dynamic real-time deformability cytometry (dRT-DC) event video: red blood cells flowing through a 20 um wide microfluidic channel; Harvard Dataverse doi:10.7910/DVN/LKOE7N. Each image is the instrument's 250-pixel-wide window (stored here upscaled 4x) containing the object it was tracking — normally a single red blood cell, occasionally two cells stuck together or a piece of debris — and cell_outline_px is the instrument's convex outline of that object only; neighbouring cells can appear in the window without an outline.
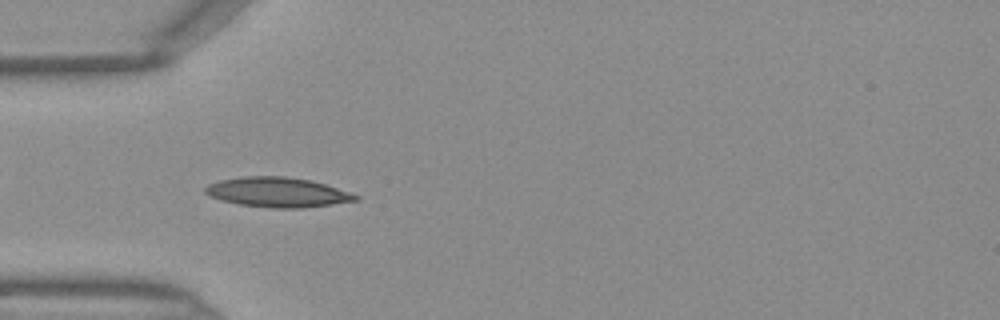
{"species": "Egyptian fruit bat (a non-hibernating species)", "species_latin": "Rousettus aegyptiacus", "temperature_condition": "warm", "stored_images_in_passage": 46, "camera_frame_rate_fps": 3000, "um_per_image_px": 0.085, "frame": {"image": 1, "passage_image": 14, "time_ms": 4.333, "image_size_px": [1000, 320], "cell_outline_px": [[360, 200], [332, 204], [300, 208], [272, 208], [240, 204], [224, 200], [212, 196], [204, 192], [204, 188], [208, 184], [220, 180], [244, 176], [284, 176], [312, 180], [360, 196]], "centroid_in_image_um": [23.61, 16.33], "position_along_channel_um": 61.4, "area_um2": 25.84}}
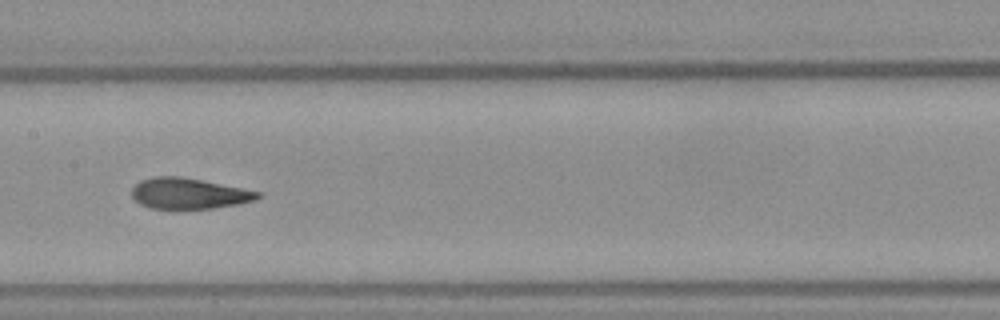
{"frame": {"image": 2, "passage_image": 23, "time_ms": 7.333, "image_size_px": [1000, 320], "cell_outline_px": [[264, 196], [256, 200], [240, 204], [216, 208], [180, 212], [176, 212], [148, 208], [140, 204], [132, 196], [132, 188], [140, 180], [152, 176], [180, 176], [260, 192]], "centroid_in_image_um": [16.02, 16.51], "position_along_channel_um": 191.4, "area_um2": 23.58}}
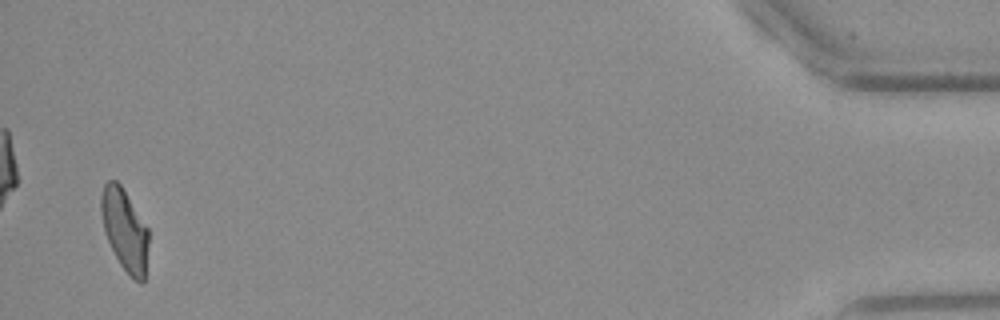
{"frame": {"image": 3, "passage_image": 45, "time_ms": 14.667, "image_size_px": [1000, 320], "cell_outline_px": [[148, 244], [144, 284], [140, 284], [120, 264], [104, 232], [100, 212], [100, 196], [104, 184], [108, 180], [116, 180], [120, 184], [148, 228]], "centroid_in_image_um": [10.59, 19.52], "position_along_channel_um": 424.6, "area_um2": 22.43}}